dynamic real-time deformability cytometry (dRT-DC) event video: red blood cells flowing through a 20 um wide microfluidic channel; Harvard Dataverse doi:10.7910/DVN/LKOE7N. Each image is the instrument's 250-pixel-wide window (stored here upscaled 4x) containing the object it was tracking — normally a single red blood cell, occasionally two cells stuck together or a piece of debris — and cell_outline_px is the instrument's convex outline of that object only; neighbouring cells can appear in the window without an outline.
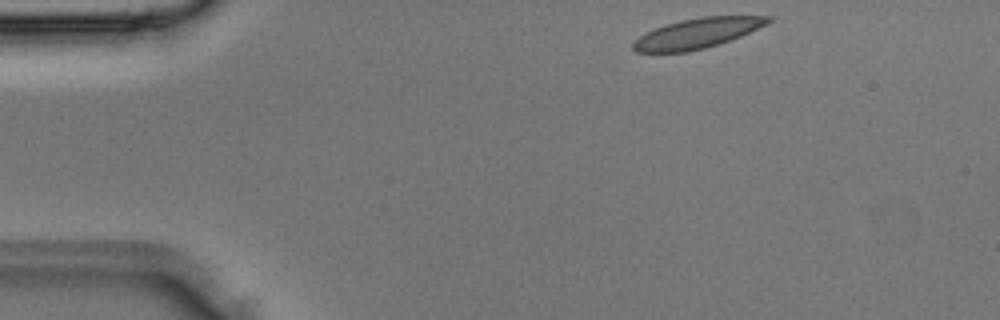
{"species": "Egyptian fruit bat (a non-hibernating species)", "species_latin": "Rousettus aegyptiacus", "temperature_condition": "room temperature", "stored_images_in_passage": 3, "camera_frame_rate_fps": 3000, "um_per_image_px": 0.085, "animal": {"sex": "male"}, "frame": {"image": 1, "passage_image": 1, "time_ms": 0.0, "image_size_px": [1000, 320], "cell_outline_px": [[772, 20], [740, 36], [720, 44], [688, 52], [636, 52], [632, 48], [632, 44], [640, 36], [664, 24], [680, 20], [700, 16], [772, 16]], "centroid_in_image_um": [59.23, 2.83], "position_along_channel_um": 25.8, "area_um2": 23.35}}